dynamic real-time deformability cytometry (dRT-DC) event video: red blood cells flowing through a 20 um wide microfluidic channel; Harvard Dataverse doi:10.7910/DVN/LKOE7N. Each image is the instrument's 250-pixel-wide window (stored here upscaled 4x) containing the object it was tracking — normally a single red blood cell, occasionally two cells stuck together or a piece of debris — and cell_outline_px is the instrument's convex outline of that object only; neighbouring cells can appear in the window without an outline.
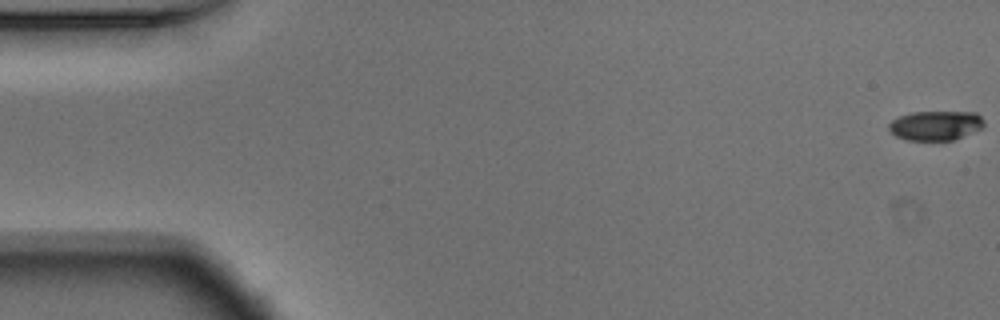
{"species": "Egyptian fruit bat (a non-hibernating species)", "species_latin": "Rousettus aegyptiacus", "temperature_condition": "warm", "stored_images_in_passage": 55, "camera_frame_rate_fps": 3000, "um_per_image_px": 0.085, "animal": {"sex": "male"}, "frame": {"image": 1, "passage_image": 1, "time_ms": 0.0, "image_size_px": [1000, 320], "cell_outline_px": [[984, 128], [956, 140], [904, 140], [896, 136], [888, 128], [888, 124], [892, 120], [900, 116], [912, 112], [976, 112], [984, 120]], "centroid_in_image_um": [79.56, 10.67], "position_along_channel_um": 5.4, "area_um2": 16.59}}
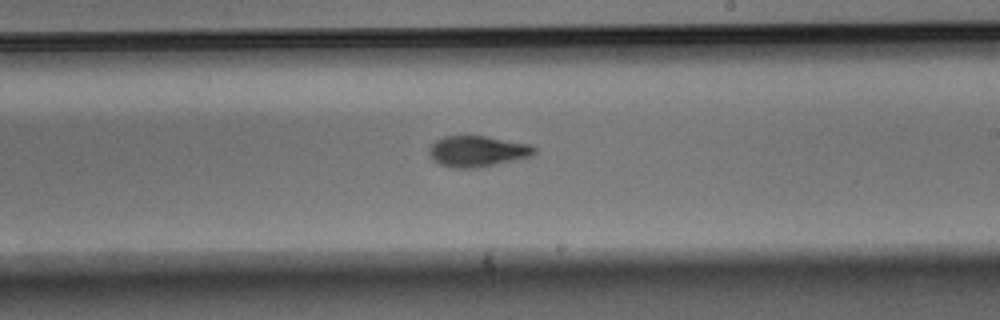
{"frame": {"image": 2, "passage_image": 32, "time_ms": 10.333, "image_size_px": [1000, 320], "cell_outline_px": [[536, 152], [532, 156], [492, 164], [468, 168], [456, 168], [440, 164], [428, 152], [428, 148], [436, 140], [444, 136], [484, 136], [532, 144], [536, 148]], "centroid_in_image_um": [40.6, 12.83], "position_along_channel_um": 248.4, "area_um2": 18.55}}
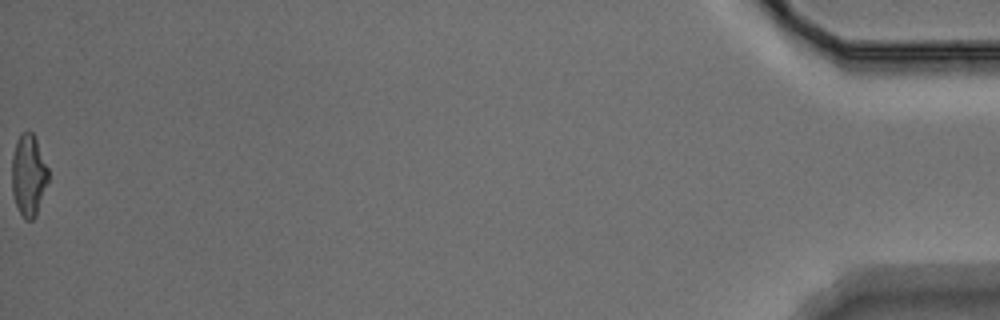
{"frame": {"image": 3, "passage_image": 55, "time_ms": 18.0, "image_size_px": [1000, 320], "cell_outline_px": [[48, 180], [36, 216], [32, 220], [24, 220], [16, 204], [12, 192], [12, 156], [16, 140], [20, 132], [32, 132], [36, 140], [48, 168]], "centroid_in_image_um": [2.41, 14.89], "position_along_channel_um": 432.8, "area_um2": 17.22}, "authors_computed_cell_mechanics": {"area_um2": 18.0336, "velocity_mm_per_s": 3.7525, "shape_relaxation_time_tau1_ms": 4.022, "shape_relaxation_time_tau2_ms": 3.0836, "deformation_change_tau1": 0.1784, "deformation_change_tau2": 0.1081}}